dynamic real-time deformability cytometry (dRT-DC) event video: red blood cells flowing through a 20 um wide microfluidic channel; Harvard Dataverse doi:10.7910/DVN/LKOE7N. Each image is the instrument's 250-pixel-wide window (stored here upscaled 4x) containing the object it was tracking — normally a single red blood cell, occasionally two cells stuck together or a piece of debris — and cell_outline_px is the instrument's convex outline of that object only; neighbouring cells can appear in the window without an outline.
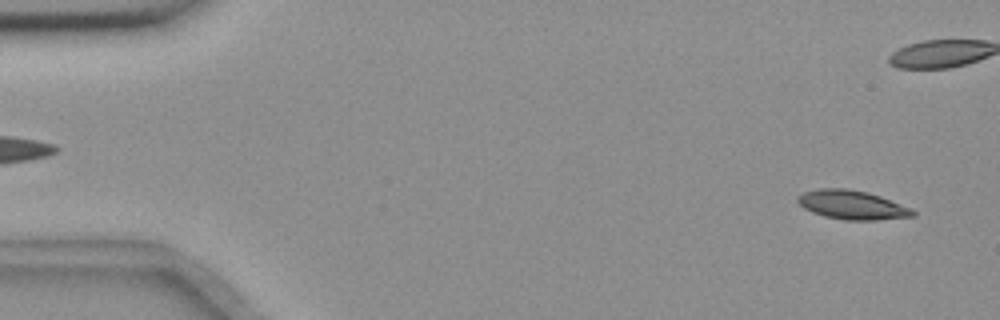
{"species": "common noctule bat (a hibernating species)", "species_latin": "Nyctalus noctula", "temperature_condition": "room temperature", "stored_images_in_passage": 57, "camera_frame_rate_fps": 3000, "um_per_image_px": 0.085, "animal": {"sex": "female", "body_mass_g": 18.4}, "frame": {"image": 1, "passage_image": 3, "time_ms": 0.667, "image_size_px": [1000, 320], "cell_outline_px": [[916, 216], [876, 220], [844, 220], [824, 216], [812, 212], [804, 208], [796, 200], [796, 196], [804, 192], [820, 188], [848, 188], [868, 192], [880, 196], [912, 208], [916, 212]], "centroid_in_image_um": [72.44, 17.41], "position_along_channel_um": 12.6, "area_um2": 19.59}}
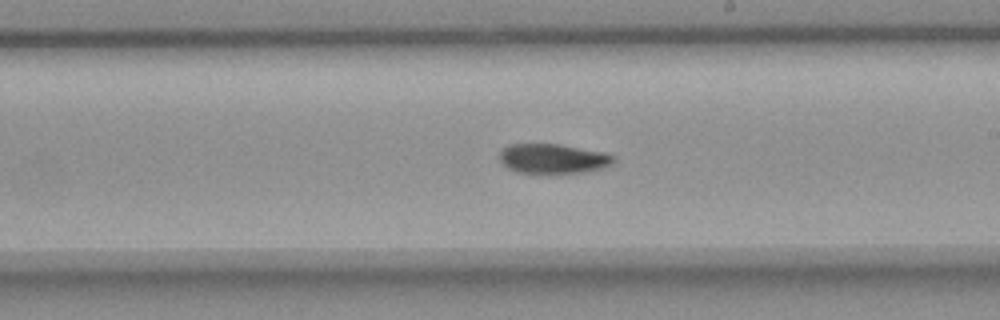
{"frame": {"image": 2, "passage_image": 32, "time_ms": 10.333, "image_size_px": [1000, 320], "cell_outline_px": [[616, 160], [612, 164], [604, 168], [588, 172], [516, 172], [508, 168], [500, 160], [500, 152], [508, 144], [560, 144], [604, 152], [612, 156]], "centroid_in_image_um": [47.03, 13.47], "position_along_channel_um": 242.0, "area_um2": 19.54}}
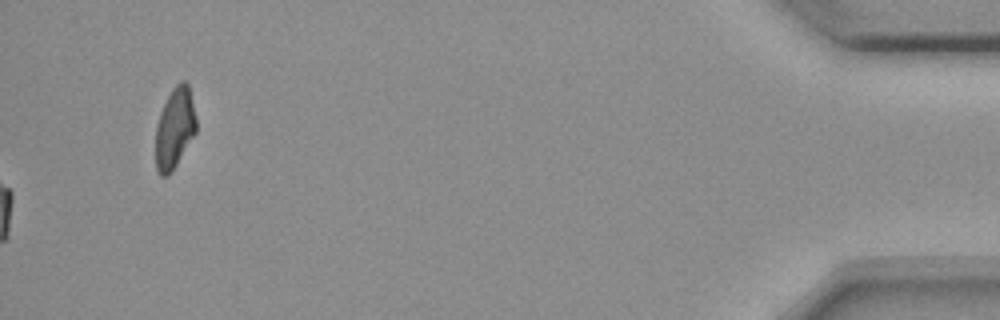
{"frame": {"image": 3, "passage_image": 57, "time_ms": 18.667, "image_size_px": [1000, 320], "cell_outline_px": [[196, 132], [172, 172], [168, 176], [160, 176], [156, 168], [156, 124], [160, 112], [172, 88], [180, 80], [184, 80], [188, 84], [196, 116]], "centroid_in_image_um": [14.85, 10.9], "position_along_channel_um": 420.4, "area_um2": 19.13}, "authors_computed_cell_mechanics": {"area_um2": 19.7676, "velocity_mm_per_s": 3.6208, "shape_relaxation_time_tau1_ms": 5.3602, "shape_relaxation_time_tau2_ms": null, "deformation_change_tau1": 0.1653, "deformation_change_tau2": null}}